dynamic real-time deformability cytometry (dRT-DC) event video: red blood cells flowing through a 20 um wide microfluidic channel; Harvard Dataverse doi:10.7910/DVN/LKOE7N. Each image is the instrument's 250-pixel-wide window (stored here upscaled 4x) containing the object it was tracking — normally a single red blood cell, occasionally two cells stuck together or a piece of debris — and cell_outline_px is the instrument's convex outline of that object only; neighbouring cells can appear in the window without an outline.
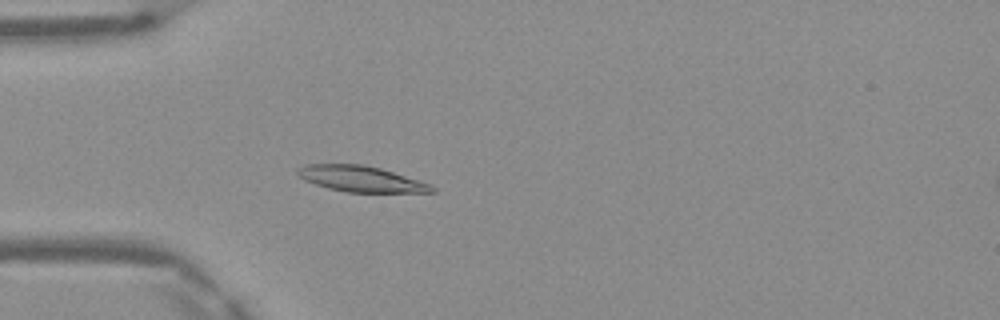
{"species": "Egyptian fruit bat (a non-hibernating species)", "species_latin": "Rousettus aegyptiacus", "temperature_condition": "warm", "stored_images_in_passage": 42, "camera_frame_rate_fps": 3000, "um_per_image_px": 0.085, "frame": {"image": 1, "passage_image": 7, "time_ms": 2.0, "image_size_px": [1000, 320], "cell_outline_px": [[436, 192], [348, 192], [328, 188], [304, 180], [296, 172], [296, 168], [304, 164], [364, 164], [380, 168], [432, 184], [436, 188]], "centroid_in_image_um": [30.68, 15.2], "position_along_channel_um": 54.3, "area_um2": 20.23}}
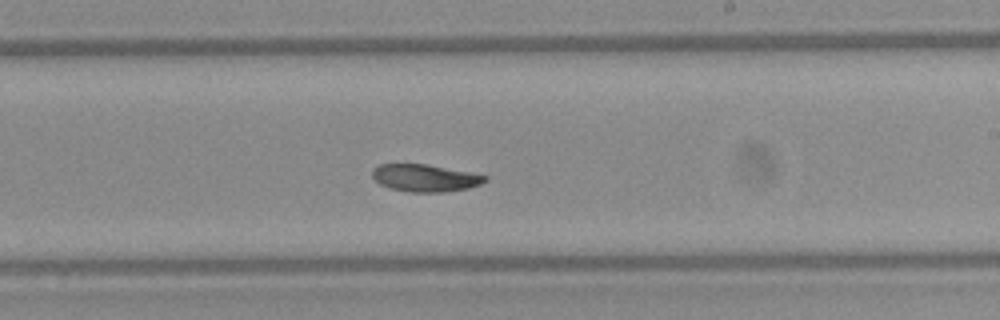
{"frame": {"image": 2, "passage_image": 22, "time_ms": 7.0, "image_size_px": [1000, 320], "cell_outline_px": [[488, 180], [480, 184], [468, 188], [444, 192], [408, 192], [388, 188], [380, 184], [372, 176], [372, 168], [380, 164], [424, 164], [472, 172], [488, 176]], "centroid_in_image_um": [36.13, 15.13], "position_along_channel_um": 252.9, "area_um2": 18.03}}
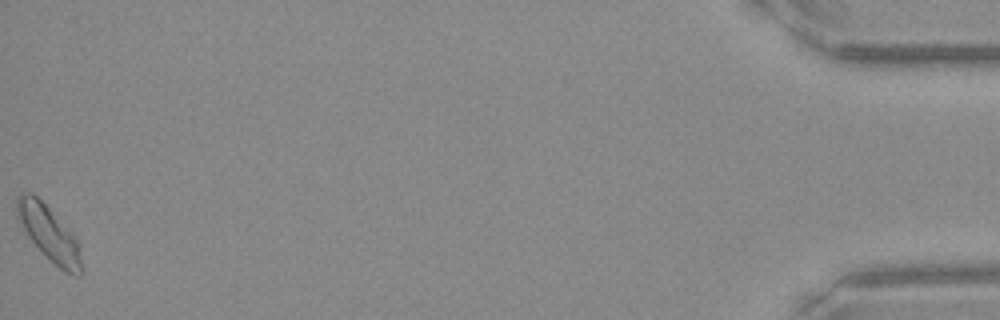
{"frame": {"image": 3, "passage_image": 42, "time_ms": 13.667, "image_size_px": [1000, 320], "cell_outline_px": [[84, 272], [80, 276], [72, 276], [64, 272], [28, 236], [16, 216], [16, 196], [20, 192], [32, 192], [48, 208], [80, 244], [84, 268]], "centroid_in_image_um": [4.2, 19.87], "position_along_channel_um": 431.0, "area_um2": 20.35}, "authors_computed_cell_mechanics": {"area_um2": 18.9873, "velocity_mm_per_s": 4.129, "shape_relaxation_time_tau1_ms": 6.4048, "shape_relaxation_time_tau2_ms": 6.5152, "deformation_change_tau1": 0.1363, "deformation_change_tau2": 0.0952}}